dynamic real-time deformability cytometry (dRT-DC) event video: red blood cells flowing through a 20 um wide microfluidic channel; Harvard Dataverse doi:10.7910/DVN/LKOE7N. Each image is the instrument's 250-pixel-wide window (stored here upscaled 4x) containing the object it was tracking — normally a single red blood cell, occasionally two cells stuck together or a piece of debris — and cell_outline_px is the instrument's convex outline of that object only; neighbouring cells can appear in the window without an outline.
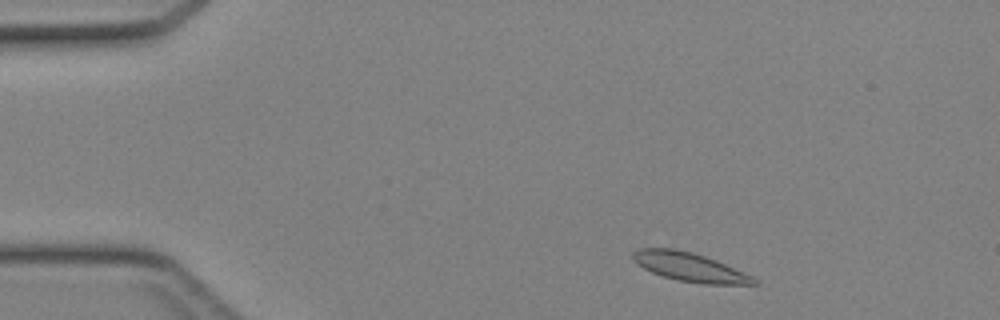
{"species": "Egyptian fruit bat (a non-hibernating species)", "species_latin": "Rousettus aegyptiacus", "temperature_condition": "cold", "stored_images_in_passage": 41, "camera_frame_rate_fps": 3000, "um_per_image_px": 0.085, "animal": {"sex": "female"}, "frame": {"image": 1, "passage_image": 3, "time_ms": 0.667, "image_size_px": [1000, 320], "cell_outline_px": [[760, 284], [704, 284], [676, 280], [652, 272], [636, 264], [632, 260], [632, 252], [640, 248], [676, 248], [692, 252], [716, 260], [752, 276]], "centroid_in_image_um": [58.58, 22.69], "position_along_channel_um": 26.4, "area_um2": 20.23}}
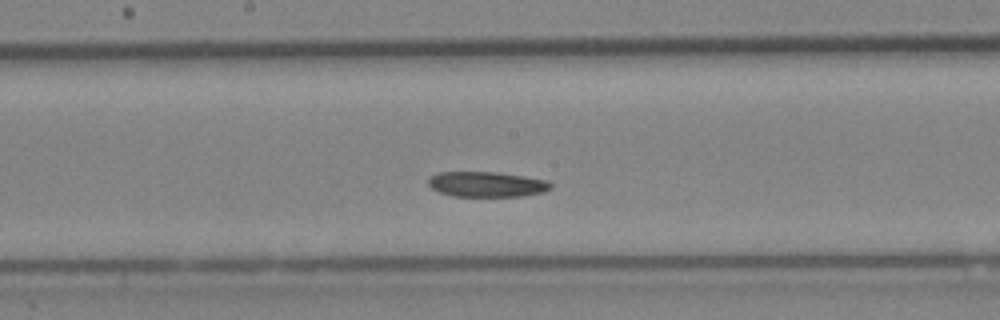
{"frame": {"image": 2, "passage_image": 20, "time_ms": 6.333, "image_size_px": [1000, 320], "cell_outline_px": [[552, 188], [544, 192], [520, 196], [452, 196], [440, 192], [432, 188], [428, 184], [428, 180], [436, 172], [496, 172], [544, 180], [552, 184]], "centroid_in_image_um": [41.34, 15.67], "position_along_channel_um": 206.9, "area_um2": 17.8}}
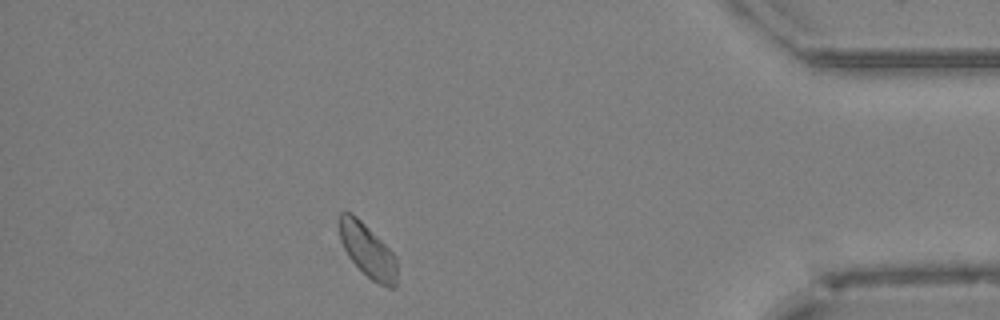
{"frame": {"image": 3, "passage_image": 36, "time_ms": 11.667, "image_size_px": [1000, 320], "cell_outline_px": [[396, 288], [388, 288], [372, 280], [348, 256], [340, 240], [336, 224], [336, 220], [340, 212], [352, 212], [396, 256]], "centroid_in_image_um": [31.19, 21.26], "position_along_channel_um": 404.0, "area_um2": 17.98}}